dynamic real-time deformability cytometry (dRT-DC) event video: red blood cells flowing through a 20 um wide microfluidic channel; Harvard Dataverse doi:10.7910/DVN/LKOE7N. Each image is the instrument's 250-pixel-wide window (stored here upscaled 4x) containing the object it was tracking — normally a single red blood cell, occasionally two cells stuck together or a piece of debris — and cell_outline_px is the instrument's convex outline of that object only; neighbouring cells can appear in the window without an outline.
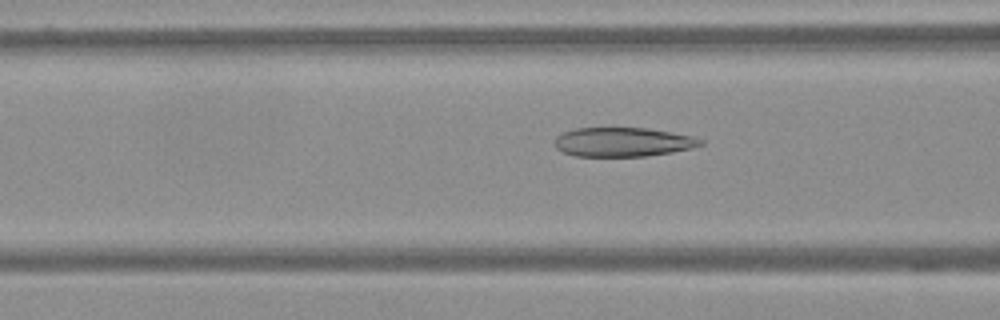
{"species": "Egyptian fruit bat (a non-hibernating species)", "species_latin": "Rousettus aegyptiacus", "temperature_condition": "warm", "stored_images_in_passage": 51, "camera_frame_rate_fps": 3000, "um_per_image_px": 0.085, "frame": {"image": 1, "passage_image": 14, "time_ms": 4.333, "image_size_px": [1000, 320], "cell_outline_px": [[704, 144], [692, 148], [672, 152], [644, 156], [576, 156], [564, 152], [556, 148], [552, 144], [556, 136], [564, 132], [576, 128], [648, 128], [696, 136], [704, 140]], "centroid_in_image_um": [52.97, 12.07], "position_along_channel_um": 113.6, "area_um2": 24.97}}
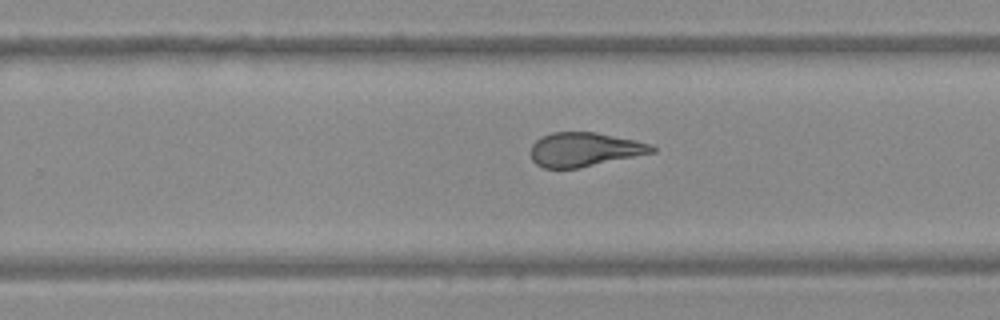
{"frame": {"image": 2, "passage_image": 29, "time_ms": 9.333, "image_size_px": [1000, 320], "cell_outline_px": [[656, 152], [580, 168], [544, 168], [536, 164], [532, 160], [532, 144], [540, 136], [552, 132], [596, 132], [636, 140], [652, 144], [656, 148]], "centroid_in_image_um": [49.7, 12.7], "position_along_channel_um": 280.1, "area_um2": 24.22}}
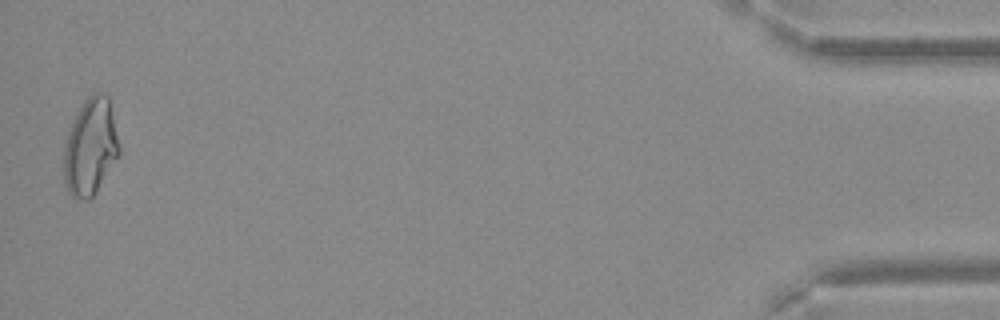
{"frame": {"image": 3, "passage_image": 50, "time_ms": 16.333, "image_size_px": [1000, 320], "cell_outline_px": [[120, 156], [96, 192], [88, 200], [80, 200], [72, 196], [68, 192], [64, 180], [64, 144], [68, 132], [76, 112], [84, 100], [88, 96], [96, 92], [100, 92], [108, 96], [120, 148]], "centroid_in_image_um": [7.68, 12.51], "position_along_channel_um": 427.5, "area_um2": 31.39}}